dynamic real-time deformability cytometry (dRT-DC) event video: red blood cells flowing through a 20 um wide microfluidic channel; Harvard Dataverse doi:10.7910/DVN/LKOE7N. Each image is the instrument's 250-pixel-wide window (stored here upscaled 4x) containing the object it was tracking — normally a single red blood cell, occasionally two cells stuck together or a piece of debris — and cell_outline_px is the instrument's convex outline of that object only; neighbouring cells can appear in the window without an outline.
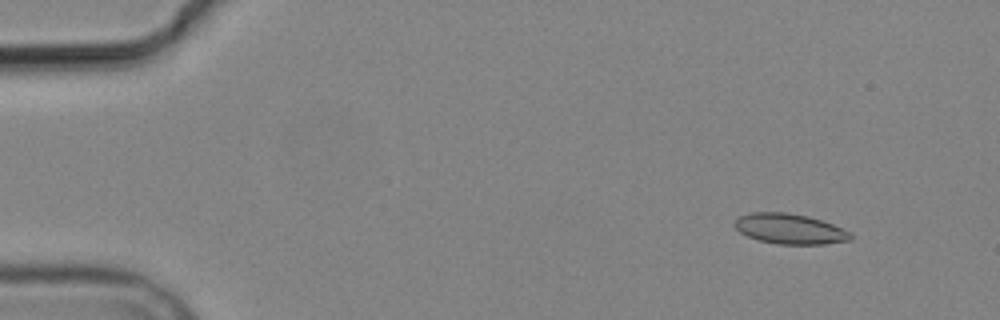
{"species": "common noctule bat (a hibernating species)", "species_latin": "Nyctalus noctula", "temperature_condition": "cold", "stored_images_in_passage": 5, "camera_frame_rate_fps": 3000, "um_per_image_px": 0.085, "animal": {"sex": "male", "body_mass_g": 19.2, "forearm_length_mm": 51.8}, "frame": {"image": 1, "passage_image": 1, "time_ms": 0.0, "image_size_px": [1000, 320], "cell_outline_px": [[852, 240], [824, 244], [776, 244], [760, 240], [748, 236], [740, 232], [732, 224], [740, 216], [748, 212], [788, 212], [808, 216], [832, 224], [852, 232]], "centroid_in_image_um": [67.14, 19.45], "position_along_channel_um": 17.9, "area_um2": 20.52}}
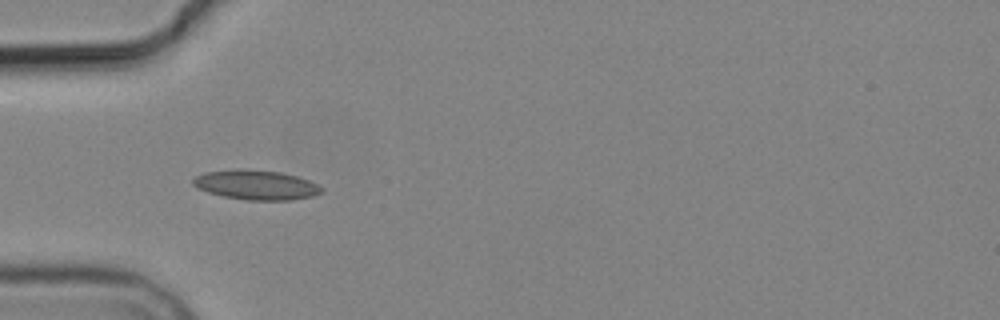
{"frame": {"image": 2, "passage_image": 4, "time_ms": 4.0, "image_size_px": [1000, 320], "cell_outline_px": [[324, 192], [312, 196], [292, 200], [248, 200], [224, 196], [208, 192], [192, 184], [192, 180], [196, 176], [204, 172], [236, 168], [244, 168], [280, 172], [296, 176], [320, 184], [324, 188]], "centroid_in_image_um": [21.81, 15.7], "position_along_channel_um": 63.2, "area_um2": 22.37}}
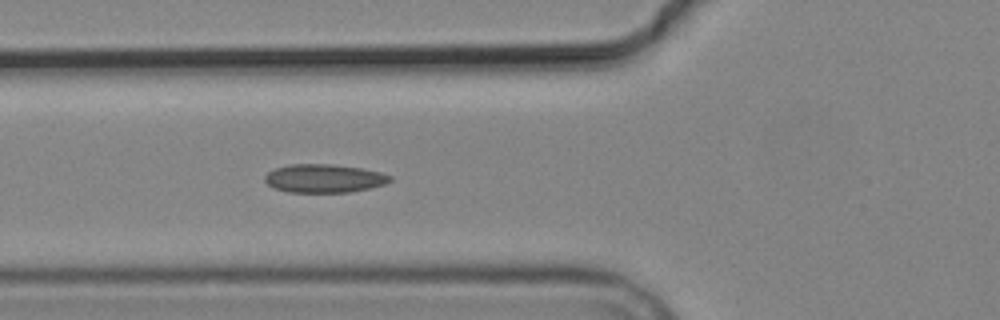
{"frame": {"image": 3, "passage_image": 5, "time_ms": 5.0, "image_size_px": [1000, 320], "cell_outline_px": [[392, 180], [384, 184], [368, 188], [348, 192], [288, 192], [272, 188], [264, 180], [264, 176], [268, 172], [276, 168], [292, 164], [332, 164], [360, 168], [380, 172], [392, 176]], "centroid_in_image_um": [27.52, 15.16], "position_along_channel_um": 98.3, "area_um2": 20.63}}